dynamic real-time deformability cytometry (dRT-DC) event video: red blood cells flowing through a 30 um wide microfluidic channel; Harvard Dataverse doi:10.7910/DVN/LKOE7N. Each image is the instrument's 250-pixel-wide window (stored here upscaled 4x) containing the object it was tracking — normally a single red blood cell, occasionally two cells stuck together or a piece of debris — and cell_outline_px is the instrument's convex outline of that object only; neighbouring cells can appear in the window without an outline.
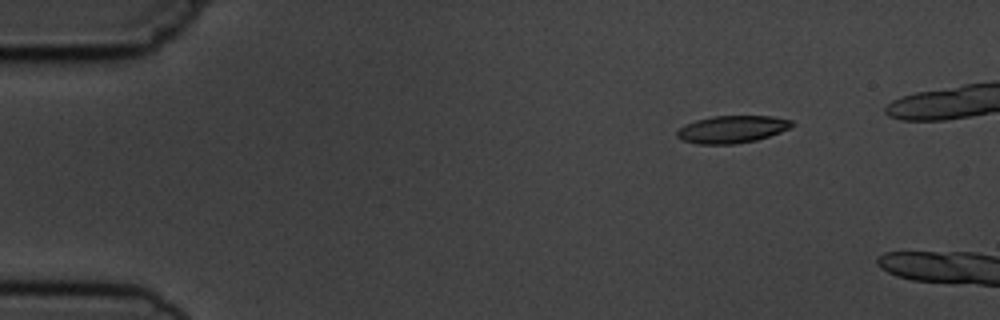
{"species": "common noctule bat (a hibernating species)", "species_latin": "Nyctalus noctula", "temperature_condition": "cold", "stored_images_in_passage": 2, "camera_frame_rate_fps": 3000, "um_per_image_px": 0.085, "animal": {"sex": "male", "body_mass_g": 19.5, "forearm_length_mm": 54.6}, "frame": {"image": 1, "passage_image": 1, "time_ms": 0.0, "image_size_px": [1000, 320], "cell_outline_px": [[796, 124], [792, 128], [756, 140], [736, 144], [696, 144], [680, 140], [676, 136], [676, 132], [680, 128], [696, 120], [712, 116], [772, 116], [792, 120]], "centroid_in_image_um": [62.25, 10.99], "position_along_channel_um": 22.8, "area_um2": 18.44}}